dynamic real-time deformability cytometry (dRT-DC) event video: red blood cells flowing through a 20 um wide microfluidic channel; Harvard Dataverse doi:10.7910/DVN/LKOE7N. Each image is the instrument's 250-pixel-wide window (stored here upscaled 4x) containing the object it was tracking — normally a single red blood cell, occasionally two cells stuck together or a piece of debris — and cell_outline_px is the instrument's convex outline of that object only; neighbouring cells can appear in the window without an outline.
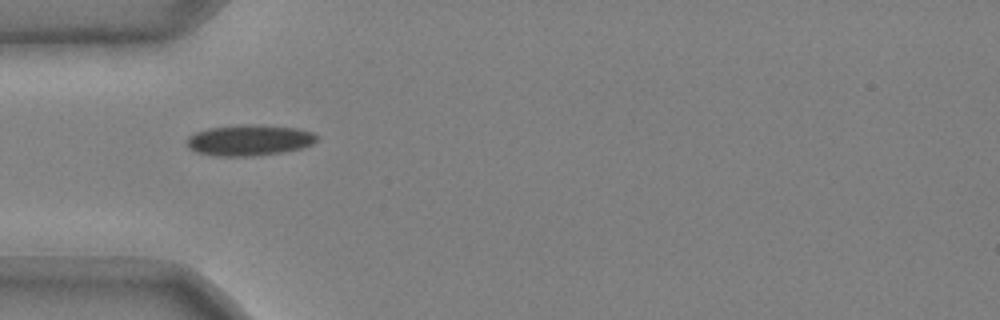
{"species": "common noctule bat (a hibernating species)", "species_latin": "Nyctalus noctula", "temperature_condition": "cold", "stored_images_in_passage": 33, "camera_frame_rate_fps": 3000, "um_per_image_px": 0.085, "animal": {"sex": "male", "body_mass_g": 20.4}, "frame": {"image": 1, "passage_image": 1, "time_ms": 0.0, "image_size_px": [1000, 320], "cell_outline_px": [[320, 136], [312, 144], [300, 148], [280, 152], [256, 156], [212, 156], [196, 152], [188, 148], [188, 136], [196, 132], [208, 128], [240, 124], [252, 124], [300, 128], [312, 132]], "centroid_in_image_um": [21.19, 11.91], "position_along_channel_um": 63.8, "area_um2": 23.58}}
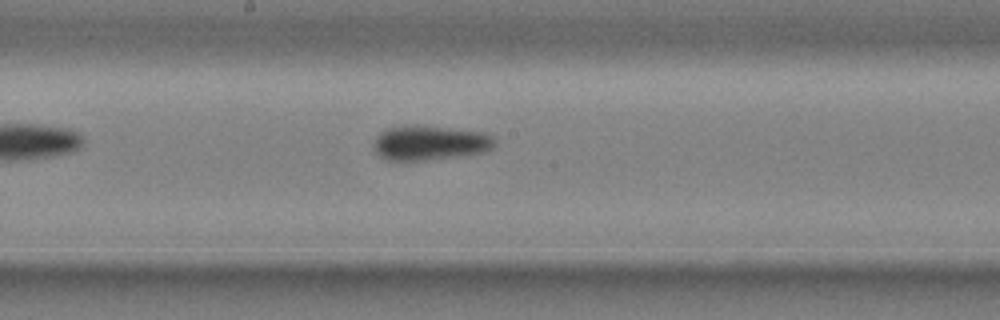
{"frame": {"image": 2, "passage_image": 13, "time_ms": 4.0, "image_size_px": [1000, 320], "cell_outline_px": [[496, 144], [488, 152], [464, 156], [424, 160], [388, 160], [380, 156], [376, 152], [376, 136], [380, 132], [388, 128], [400, 124], [416, 124], [484, 132], [492, 136], [496, 140]], "centroid_in_image_um": [36.6, 12.12], "position_along_channel_um": 211.6, "area_um2": 24.85}}
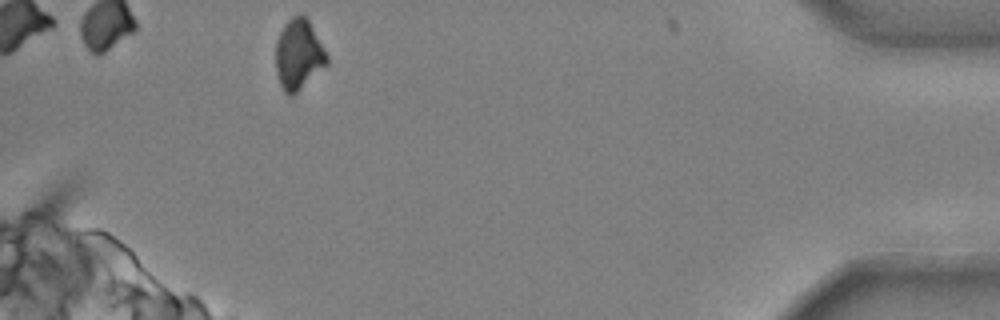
{"frame": {"image": 3, "passage_image": 33, "time_ms": 10.667, "image_size_px": [1000, 320], "cell_outline_px": [[328, 64], [292, 96], [288, 96], [284, 92], [280, 84], [276, 72], [276, 40], [284, 24], [292, 16], [300, 12], [308, 20], [328, 56]], "centroid_in_image_um": [25.36, 4.63], "position_along_channel_um": 409.8, "area_um2": 20.87}, "authors_computed_cell_mechanics": {"area_um2": 23.698, "velocity_mm_per_s": 3.7242, "shape_relaxation_time_tau1_ms": 5.6702, "shape_relaxation_time_tau2_ms": null, "deformation_change_tau1": 0.1397, "deformation_change_tau2": null}}